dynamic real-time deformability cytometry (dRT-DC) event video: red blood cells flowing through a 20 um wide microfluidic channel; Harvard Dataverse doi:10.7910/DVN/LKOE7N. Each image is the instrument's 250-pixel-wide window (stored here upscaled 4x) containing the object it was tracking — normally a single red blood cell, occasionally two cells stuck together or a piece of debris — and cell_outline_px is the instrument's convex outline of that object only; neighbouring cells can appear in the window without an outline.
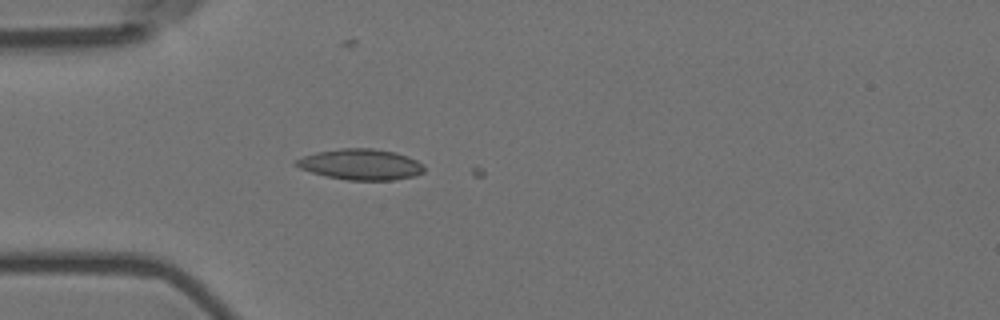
{"species": "Egyptian fruit bat (a non-hibernating species)", "species_latin": "Rousettus aegyptiacus", "temperature_condition": "room temperature", "stored_images_in_passage": 3, "camera_frame_rate_fps": 3000, "um_per_image_px": 0.085, "animal": {"sex": "female"}, "frame": {"image": 1, "passage_image": 2, "time_ms": 0.333, "image_size_px": [1000, 320], "cell_outline_px": [[424, 172], [416, 176], [392, 180], [348, 180], [328, 176], [312, 172], [300, 168], [292, 164], [296, 160], [304, 156], [316, 152], [340, 148], [372, 148], [396, 152], [408, 156], [424, 164]], "centroid_in_image_um": [30.69, 13.97], "position_along_channel_um": 54.3, "area_um2": 23.06}}